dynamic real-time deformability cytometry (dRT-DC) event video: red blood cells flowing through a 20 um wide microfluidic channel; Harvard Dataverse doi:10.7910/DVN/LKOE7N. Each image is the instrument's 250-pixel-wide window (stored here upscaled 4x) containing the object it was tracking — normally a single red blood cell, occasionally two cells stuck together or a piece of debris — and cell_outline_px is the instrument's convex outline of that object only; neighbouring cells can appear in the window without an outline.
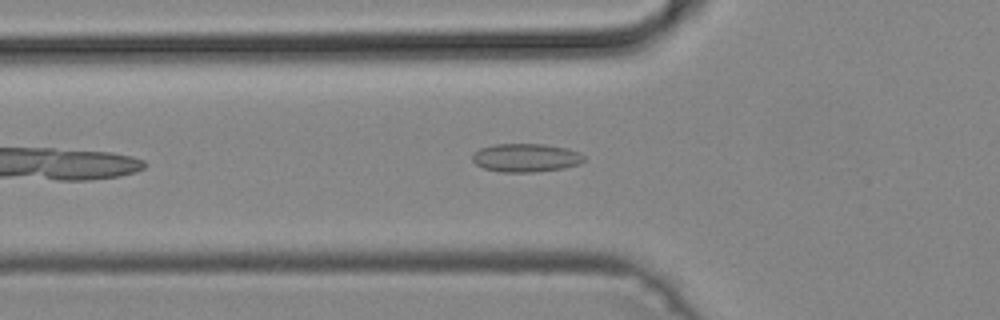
{"species": "common noctule bat (a hibernating species)", "species_latin": "Nyctalus noctula", "temperature_condition": "cold", "stored_images_in_passage": 37, "camera_frame_rate_fps": 3000, "um_per_image_px": 0.085, "animal": {"sex": "male", "body_mass_g": 19.2, "forearm_length_mm": 51.8}, "frame": {"image": 1, "passage_image": 7, "time_ms": 2.0, "image_size_px": [1000, 320], "cell_outline_px": [[584, 160], [580, 164], [564, 168], [536, 172], [500, 172], [484, 168], [476, 164], [472, 160], [472, 156], [480, 148], [492, 144], [544, 144], [564, 148], [580, 152], [584, 156]], "centroid_in_image_um": [44.7, 13.41], "position_along_channel_um": 81.1, "area_um2": 18.5}}
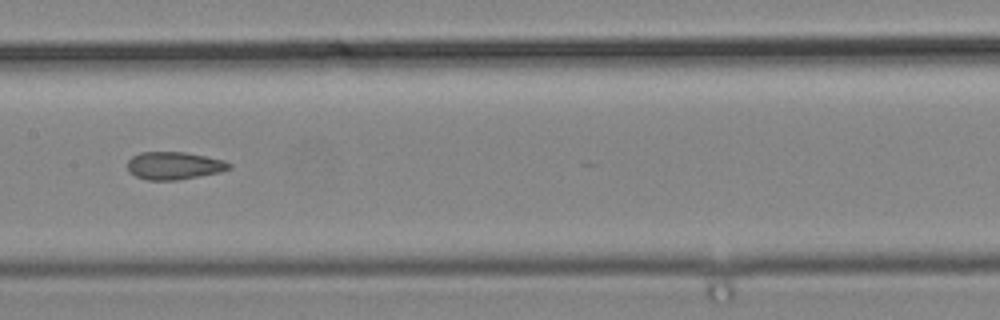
{"frame": {"image": 2, "passage_image": 15, "time_ms": 4.667, "image_size_px": [1000, 320], "cell_outline_px": [[232, 168], [220, 172], [176, 180], [148, 180], [136, 176], [128, 168], [128, 160], [132, 156], [140, 152], [184, 152], [224, 160], [232, 164]], "centroid_in_image_um": [14.82, 14.07], "position_along_channel_um": 192.6, "area_um2": 16.24}}
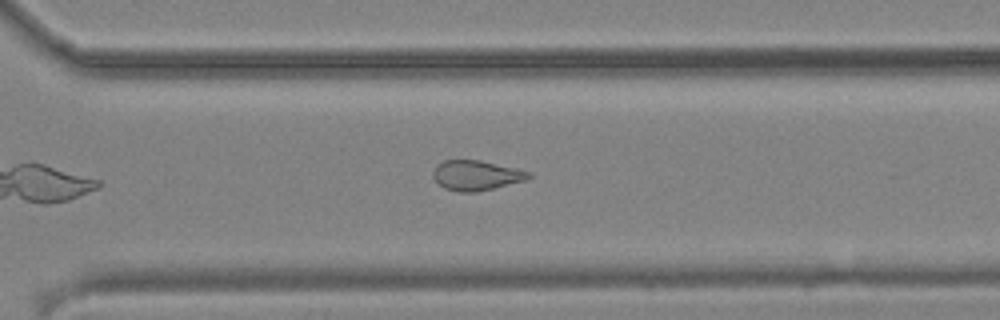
{"frame": {"image": 3, "passage_image": 25, "time_ms": 8.0, "image_size_px": [1000, 320], "cell_outline_px": [[532, 176], [524, 180], [476, 192], [456, 192], [444, 188], [432, 176], [432, 172], [436, 164], [444, 160], [480, 160], [532, 172]], "centroid_in_image_um": [40.44, 14.9], "position_along_channel_um": 330.2, "area_um2": 16.59}}